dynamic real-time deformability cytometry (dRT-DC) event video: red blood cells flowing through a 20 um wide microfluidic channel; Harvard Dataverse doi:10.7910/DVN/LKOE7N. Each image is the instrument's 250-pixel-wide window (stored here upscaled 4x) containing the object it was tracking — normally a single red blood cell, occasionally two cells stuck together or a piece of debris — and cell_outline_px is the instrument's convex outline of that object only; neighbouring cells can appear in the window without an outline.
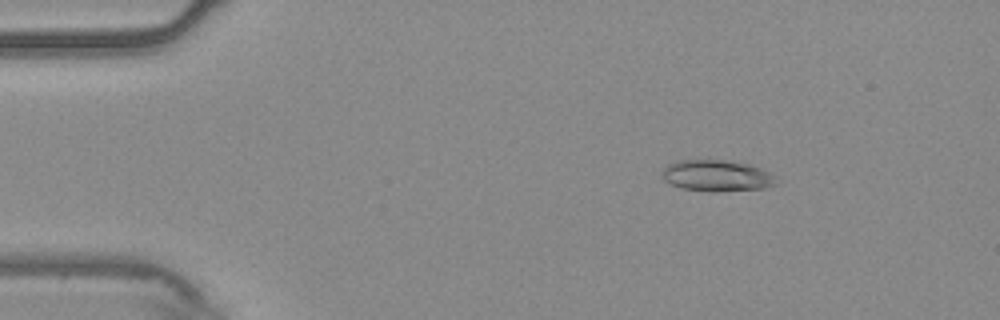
{"species": "common noctule bat (a hibernating species)", "species_latin": "Nyctalus noctula", "temperature_condition": "warm", "stored_images_in_passage": 34, "camera_frame_rate_fps": 3000, "um_per_image_px": 0.085, "animal": {"sex": "male", "body_mass_g": 20.4}, "frame": {"image": 1, "passage_image": 1, "time_ms": 0.0, "image_size_px": [1000, 320], "cell_outline_px": [[776, 184], [764, 188], [712, 192], [680, 188], [664, 180], [664, 168], [668, 164], [680, 160], [724, 160], [748, 164], [760, 168], [776, 176]], "centroid_in_image_um": [60.94, 14.94], "position_along_channel_um": 24.1, "area_um2": 20.63}}
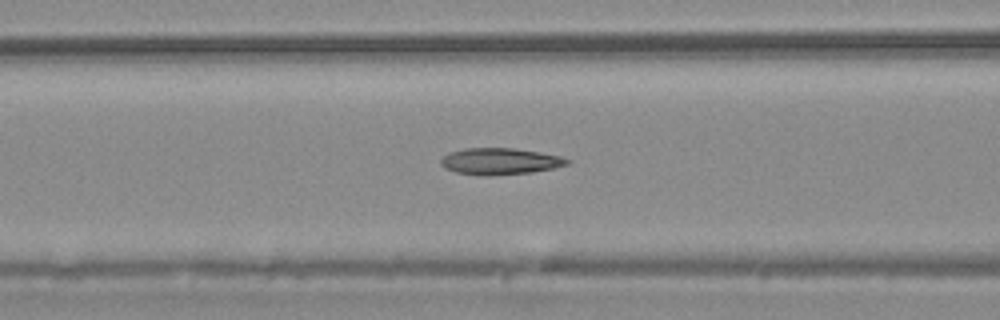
{"frame": {"image": 2, "passage_image": 15, "time_ms": 4.667, "image_size_px": [1000, 320], "cell_outline_px": [[572, 160], [568, 164], [552, 168], [532, 172], [488, 176], [484, 176], [456, 172], [444, 168], [440, 164], [440, 160], [448, 152], [464, 148], [512, 148], [540, 152], [560, 156]], "centroid_in_image_um": [42.47, 13.71], "position_along_channel_um": 124.1, "area_um2": 19.59}}
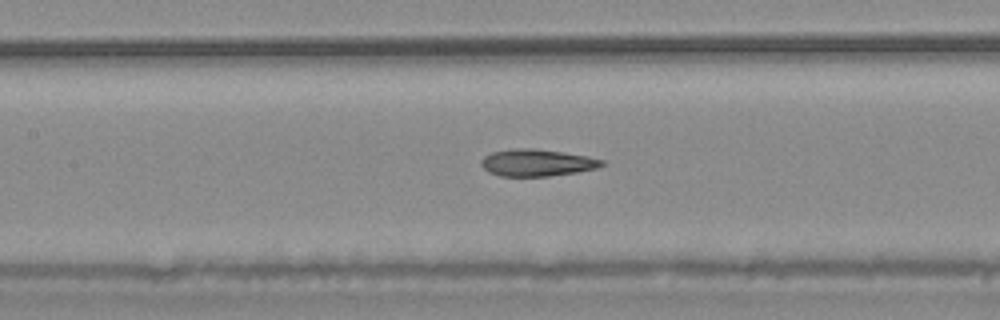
{"frame": {"image": 3, "passage_image": 18, "time_ms": 5.667, "image_size_px": [1000, 320], "cell_outline_px": [[608, 164], [596, 168], [576, 172], [548, 176], [500, 176], [488, 172], [480, 164], [480, 160], [484, 156], [492, 152], [512, 148], [536, 148], [588, 156], [604, 160]], "centroid_in_image_um": [45.64, 13.82], "position_along_channel_um": 161.8, "area_um2": 19.13}}